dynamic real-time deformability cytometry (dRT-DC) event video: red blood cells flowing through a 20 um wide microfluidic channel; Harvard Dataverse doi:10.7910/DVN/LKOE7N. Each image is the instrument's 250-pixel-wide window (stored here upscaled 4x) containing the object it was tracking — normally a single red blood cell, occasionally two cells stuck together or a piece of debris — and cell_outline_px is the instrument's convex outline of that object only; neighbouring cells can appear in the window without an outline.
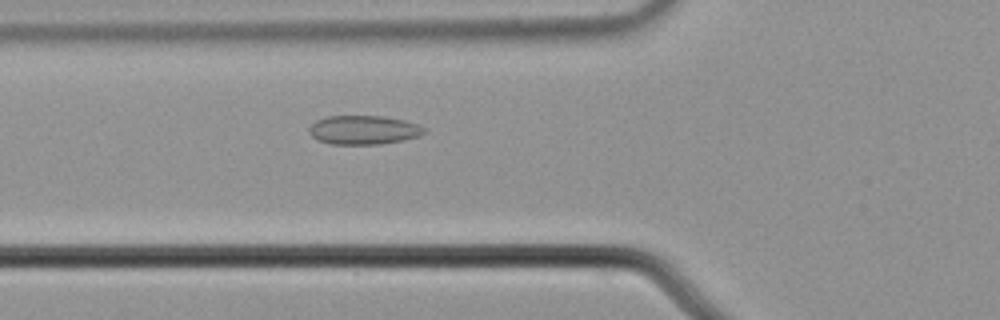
{"species": "common noctule bat (a hibernating species)", "species_latin": "Nyctalus noctula", "temperature_condition": "cold", "stored_images_in_passage": 2, "camera_frame_rate_fps": 3000, "um_per_image_px": 0.085, "animal": {"sex": "male", "body_mass_g": 21.5, "forearm_length_mm": 52.0}, "frame": {"image": 1, "passage_image": 2, "time_ms": 0.333, "image_size_px": [1000, 320], "cell_outline_px": [[428, 128], [424, 132], [416, 136], [404, 140], [380, 144], [332, 144], [316, 140], [308, 132], [308, 128], [316, 120], [328, 116], [380, 116], [404, 120]], "centroid_in_image_um": [30.87, 11.05], "position_along_channel_um": 94.9, "area_um2": 19.36}}